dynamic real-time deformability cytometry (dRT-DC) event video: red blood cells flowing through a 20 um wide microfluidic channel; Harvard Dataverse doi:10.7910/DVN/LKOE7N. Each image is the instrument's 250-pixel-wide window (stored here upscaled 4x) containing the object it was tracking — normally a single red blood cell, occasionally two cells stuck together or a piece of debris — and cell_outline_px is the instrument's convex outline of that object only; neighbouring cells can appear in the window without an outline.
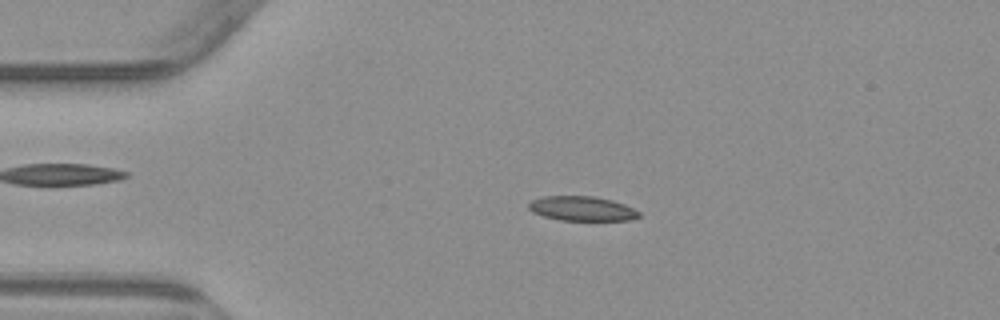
{"species": "common noctule bat (a hibernating species)", "species_latin": "Nyctalus noctula", "temperature_condition": "warm", "stored_images_in_passage": 4, "camera_frame_rate_fps": 3000, "um_per_image_px": 0.085, "animal": {"sex": "male", "body_mass_g": 23.1, "forearm_length_mm": 52.7}, "frame": {"image": 1, "passage_image": 3, "time_ms": 2.333, "image_size_px": [1000, 320], "cell_outline_px": [[640, 216], [632, 220], [560, 220], [544, 216], [532, 212], [528, 208], [528, 204], [532, 200], [544, 196], [592, 196], [612, 200], [624, 204], [640, 212]], "centroid_in_image_um": [49.46, 17.73], "position_along_channel_um": 35.5, "area_um2": 15.72}}